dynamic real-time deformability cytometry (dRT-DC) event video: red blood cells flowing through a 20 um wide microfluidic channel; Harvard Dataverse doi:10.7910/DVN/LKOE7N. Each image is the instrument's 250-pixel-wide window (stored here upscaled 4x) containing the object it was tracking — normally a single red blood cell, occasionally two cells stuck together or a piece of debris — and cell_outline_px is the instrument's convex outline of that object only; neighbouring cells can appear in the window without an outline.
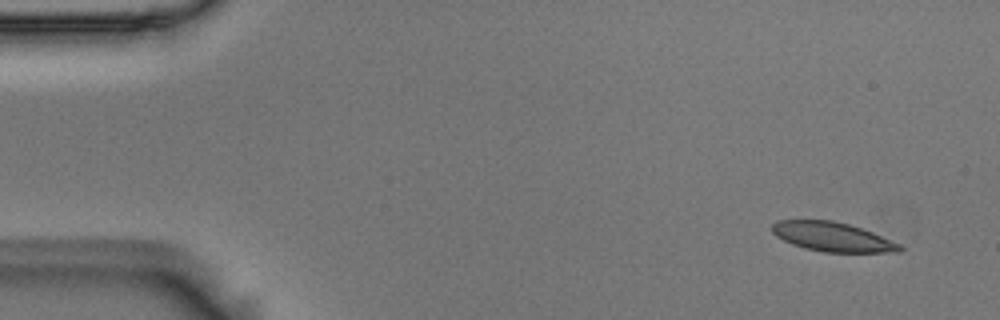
{"species": "Egyptian fruit bat (a non-hibernating species)", "species_latin": "Rousettus aegyptiacus", "temperature_condition": "room temperature", "stored_images_in_passage": 52, "camera_frame_rate_fps": 3000, "um_per_image_px": 0.085, "animal": {"sex": "male"}, "frame": {"image": 1, "passage_image": 1, "time_ms": 0.0, "image_size_px": [1000, 320], "cell_outline_px": [[904, 248], [900, 252], [824, 252], [804, 248], [792, 244], [776, 236], [772, 232], [772, 224], [776, 220], [832, 220], [848, 224], [872, 232], [900, 244]], "centroid_in_image_um": [70.74, 20.13], "position_along_channel_um": 14.3, "area_um2": 21.68}}
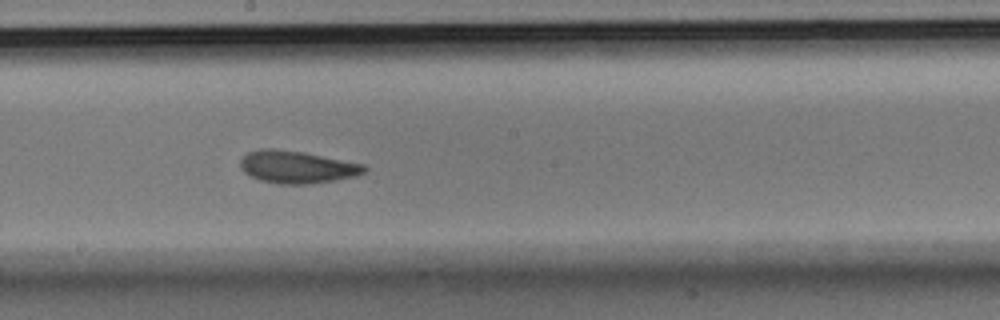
{"frame": {"image": 2, "passage_image": 27, "time_ms": 8.667, "image_size_px": [1000, 320], "cell_outline_px": [[368, 168], [364, 172], [356, 176], [336, 180], [312, 184], [276, 184], [260, 180], [244, 172], [240, 168], [240, 160], [248, 152], [260, 148], [272, 148], [304, 152], [364, 164]], "centroid_in_image_um": [25.24, 14.2], "position_along_channel_um": 223.0, "area_um2": 23.58}}
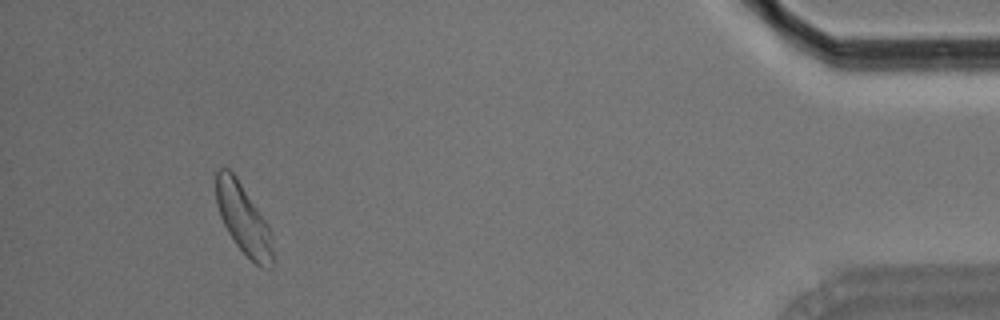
{"frame": {"image": 3, "passage_image": 48, "time_ms": 15.667, "image_size_px": [1000, 320], "cell_outline_px": [[272, 268], [260, 268], [236, 244], [228, 232], [220, 216], [216, 204], [216, 168], [228, 168], [236, 176], [268, 224], [272, 236]], "centroid_in_image_um": [20.68, 18.61], "position_along_channel_um": 414.5, "area_um2": 23.0}, "authors_computed_cell_mechanics": {"area_um2": 23.0044, "velocity_mm_per_s": 3.6675, "shape_relaxation_time_tau1_ms": 5.5932, "shape_relaxation_time_tau2_ms": 2.4294, "deformation_change_tau1": 0.131, "deformation_change_tau2": 0.0918}}